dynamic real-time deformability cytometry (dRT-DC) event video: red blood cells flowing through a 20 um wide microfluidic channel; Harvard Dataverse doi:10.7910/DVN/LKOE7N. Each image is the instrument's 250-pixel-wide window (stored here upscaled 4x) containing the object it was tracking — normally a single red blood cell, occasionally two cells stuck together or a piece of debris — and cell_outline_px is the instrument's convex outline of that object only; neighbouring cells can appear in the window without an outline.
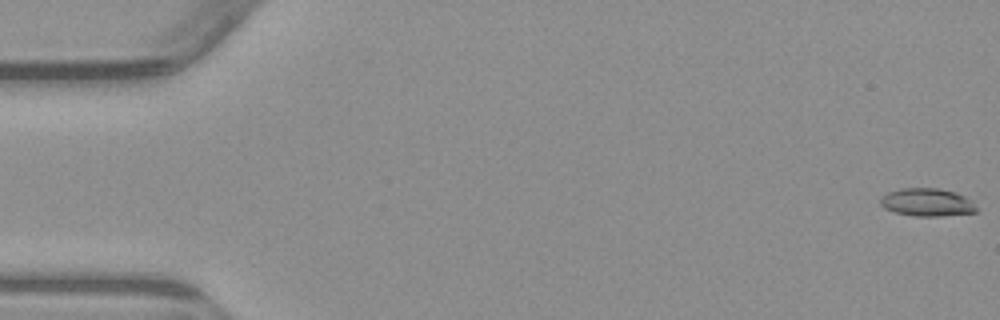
{"species": "common noctule bat (a hibernating species)", "species_latin": "Nyctalus noctula", "temperature_condition": "warm", "stored_images_in_passage": 4, "camera_frame_rate_fps": 3000, "um_per_image_px": 0.085, "animal": {"sex": "male", "body_mass_g": 23.1, "forearm_length_mm": 52.7}, "frame": {"image": 1, "passage_image": 1, "time_ms": 0.0, "image_size_px": [1000, 320], "cell_outline_px": [[976, 212], [944, 216], [916, 216], [896, 212], [884, 208], [880, 204], [880, 196], [888, 192], [900, 188], [936, 188], [956, 192], [972, 200], [976, 208]], "centroid_in_image_um": [78.79, 17.19], "position_along_channel_um": 6.2, "area_um2": 15.66}}
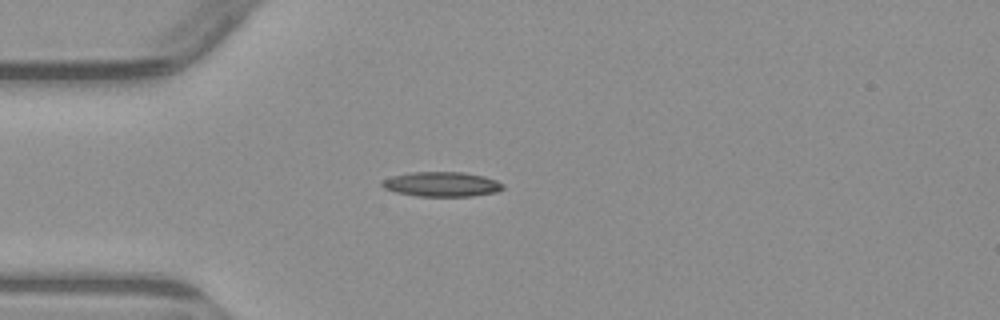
{"frame": {"image": 2, "passage_image": 4, "time_ms": 4.667, "image_size_px": [1000, 320], "cell_outline_px": [[504, 188], [496, 192], [472, 196], [416, 196], [396, 192], [384, 188], [380, 184], [384, 180], [392, 176], [412, 172], [464, 172], [484, 176], [496, 180], [504, 184]], "centroid_in_image_um": [37.57, 15.66], "position_along_channel_um": 47.4, "area_um2": 17.4}}